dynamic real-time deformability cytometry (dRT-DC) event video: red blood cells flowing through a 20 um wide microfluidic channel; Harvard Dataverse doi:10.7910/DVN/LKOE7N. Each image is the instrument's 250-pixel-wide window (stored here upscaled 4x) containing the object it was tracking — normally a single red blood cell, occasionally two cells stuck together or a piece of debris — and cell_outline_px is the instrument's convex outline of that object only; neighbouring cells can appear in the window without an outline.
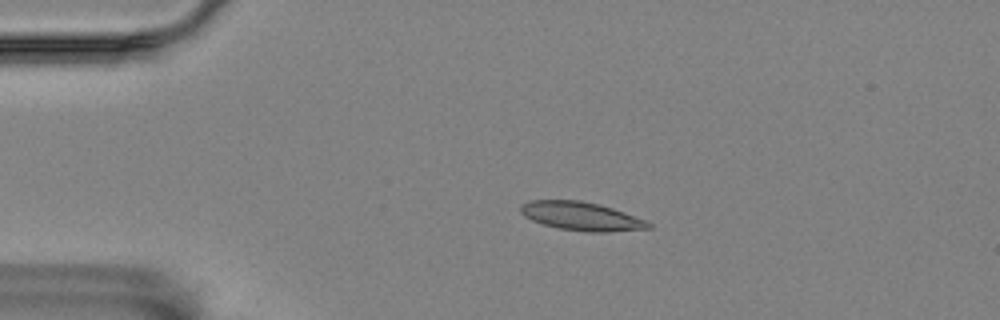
{"species": "Egyptian fruit bat (a non-hibernating species)", "species_latin": "Rousettus aegyptiacus", "temperature_condition": "room temperature", "stored_images_in_passage": 3, "camera_frame_rate_fps": 3000, "um_per_image_px": 0.085, "animal": {"sex": "female"}, "frame": {"image": 1, "passage_image": 2, "time_ms": 0.333, "image_size_px": [1000, 320], "cell_outline_px": [[652, 228], [608, 232], [588, 232], [560, 228], [544, 224], [532, 220], [524, 216], [520, 212], [520, 204], [528, 200], [580, 200], [600, 204], [648, 220], [652, 224]], "centroid_in_image_um": [49.43, 18.37], "position_along_channel_um": 35.6, "area_um2": 21.39}}